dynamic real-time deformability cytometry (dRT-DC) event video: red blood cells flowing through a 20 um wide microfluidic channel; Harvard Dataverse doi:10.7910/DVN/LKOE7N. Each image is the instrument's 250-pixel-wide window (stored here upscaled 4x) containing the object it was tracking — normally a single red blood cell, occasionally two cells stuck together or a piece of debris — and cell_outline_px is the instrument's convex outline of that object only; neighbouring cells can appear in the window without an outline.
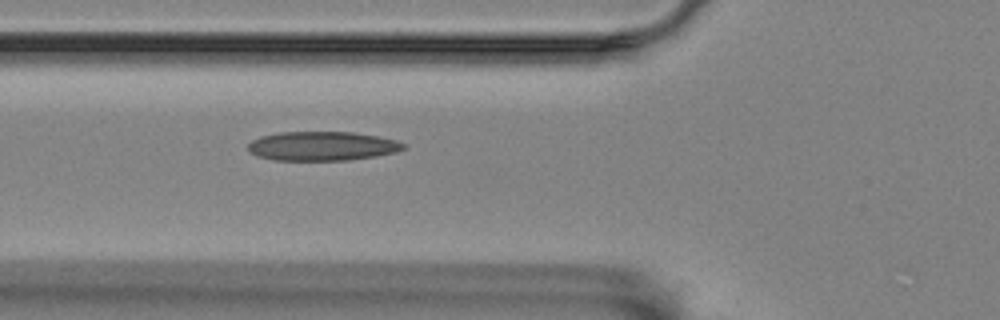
{"species": "Egyptian fruit bat (a non-hibernating species)", "species_latin": "Rousettus aegyptiacus", "temperature_condition": "room temperature", "stored_images_in_passage": 3, "camera_frame_rate_fps": 3000, "um_per_image_px": 0.085, "animal": {"sex": "female"}, "frame": {"image": 1, "passage_image": 3, "time_ms": 0.667, "image_size_px": [1000, 320], "cell_outline_px": [[408, 144], [404, 148], [396, 152], [376, 156], [348, 160], [272, 160], [256, 156], [248, 152], [248, 144], [252, 140], [260, 136], [280, 132], [352, 132], [380, 136], [396, 140]], "centroid_in_image_um": [27.38, 12.41], "position_along_channel_um": 98.4, "area_um2": 26.65}}